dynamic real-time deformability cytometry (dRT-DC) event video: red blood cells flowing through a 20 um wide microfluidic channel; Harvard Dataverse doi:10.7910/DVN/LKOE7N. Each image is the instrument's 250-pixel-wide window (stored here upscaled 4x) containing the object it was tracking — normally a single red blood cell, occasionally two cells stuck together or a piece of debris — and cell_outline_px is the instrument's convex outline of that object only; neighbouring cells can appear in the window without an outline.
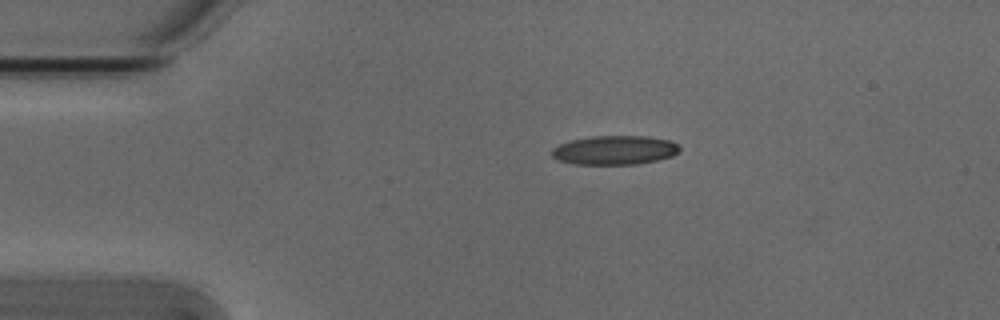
{"species": "Egyptian fruit bat (a non-hibernating species)", "species_latin": "Rousettus aegyptiacus", "temperature_condition": "cold", "stored_images_in_passage": 3, "camera_frame_rate_fps": 3000, "um_per_image_px": 0.085, "animal": {"sex": "male"}, "frame": {"image": 1, "passage_image": 1, "time_ms": 0.0, "image_size_px": [1000, 320], "cell_outline_px": [[680, 152], [672, 156], [656, 160], [636, 164], [576, 164], [556, 160], [552, 156], [552, 148], [560, 144], [572, 140], [592, 136], [644, 136], [668, 140], [676, 144], [680, 148]], "centroid_in_image_um": [52.23, 12.76], "position_along_channel_um": 32.8, "area_um2": 21.5}}
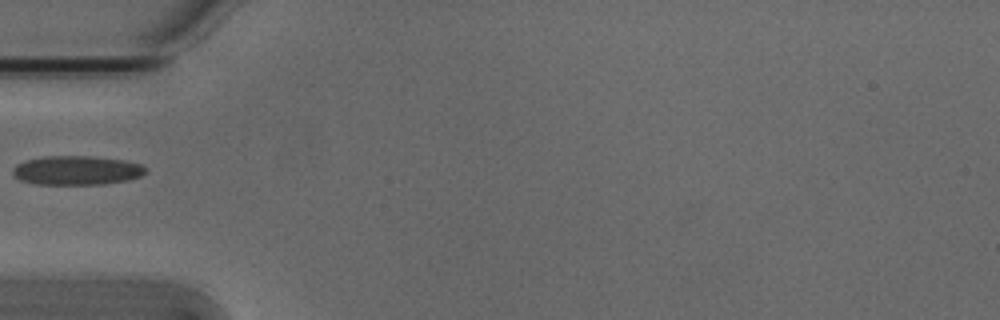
{"frame": {"image": 2, "passage_image": 3, "time_ms": 0.667, "image_size_px": [1000, 320], "cell_outline_px": [[148, 172], [140, 176], [128, 180], [104, 184], [36, 184], [20, 180], [12, 172], [12, 168], [16, 164], [28, 160], [44, 156], [96, 156], [124, 160], [140, 164]], "centroid_in_image_um": [6.53, 14.47], "position_along_channel_um": 78.5, "area_um2": 22.54}}